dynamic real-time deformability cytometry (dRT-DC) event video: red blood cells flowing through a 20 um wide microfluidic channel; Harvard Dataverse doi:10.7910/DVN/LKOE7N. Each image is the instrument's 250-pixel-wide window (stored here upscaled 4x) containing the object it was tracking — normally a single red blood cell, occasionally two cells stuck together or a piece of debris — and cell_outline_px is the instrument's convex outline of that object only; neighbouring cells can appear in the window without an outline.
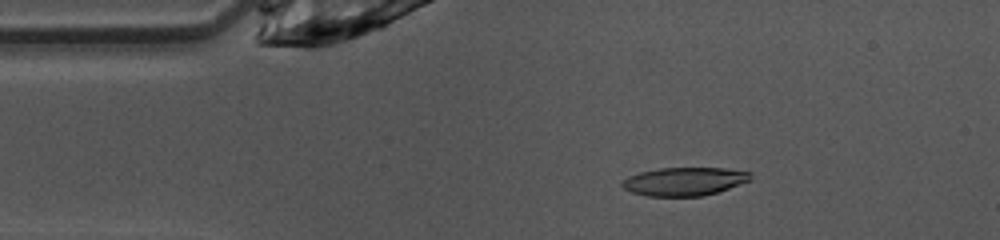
{"species": "common noctule bat (a hibernating species)", "species_latin": "Nyctalus noctula", "temperature_condition": "warm", "stored_images_in_passage": 47, "camera_frame_rate_fps": 3000, "um_per_image_px": 0.085, "animal": {"sex": "female", "body_mass_g": 10.0, "forearm_length_mm": 53.1}, "frame": {"image": 1, "passage_image": 7, "time_ms": 2.0, "image_size_px": [1000, 240], "cell_outline_px": [[752, 180], [704, 196], [648, 196], [632, 192], [624, 188], [620, 184], [628, 176], [640, 172], [660, 168], [724, 168], [748, 172]], "centroid_in_image_um": [58.15, 15.42], "position_along_channel_um": 26.9, "area_um2": 20.98}}
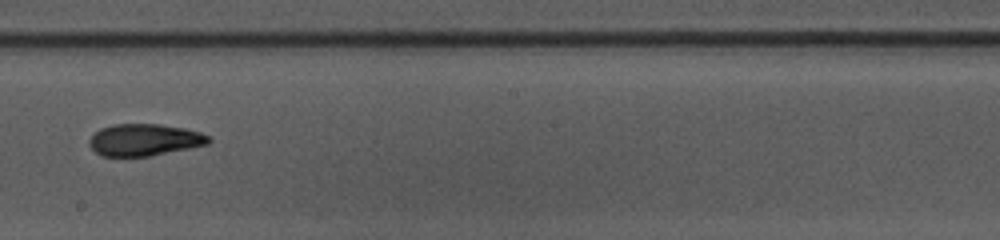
{"frame": {"image": 2, "passage_image": 25, "time_ms": 8.0, "image_size_px": [1000, 240], "cell_outline_px": [[212, 140], [208, 144], [152, 156], [100, 156], [88, 144], [88, 140], [100, 128], [112, 124], [160, 124], [184, 128], [200, 132], [208, 136]], "centroid_in_image_um": [12.27, 11.89], "position_along_channel_um": 235.9, "area_um2": 22.25}}
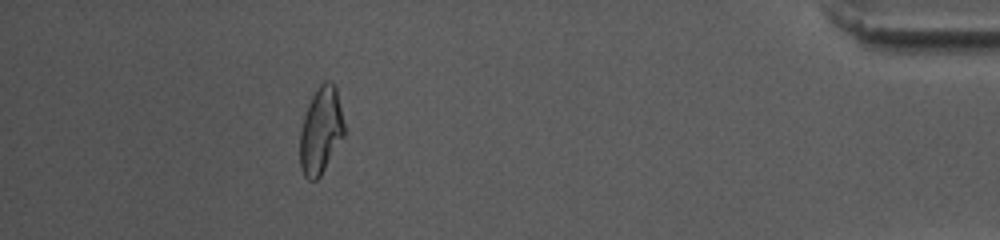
{"frame": {"image": 3, "passage_image": 42, "time_ms": 13.667, "image_size_px": [1000, 240], "cell_outline_px": [[344, 136], [320, 176], [316, 180], [308, 180], [304, 176], [300, 168], [300, 132], [304, 116], [308, 104], [316, 88], [324, 80], [332, 80], [336, 84], [344, 124]], "centroid_in_image_um": [27.27, 11.06], "position_along_channel_um": 407.9, "area_um2": 22.54}, "authors_computed_cell_mechanics": {"area_um2": 22.253, "velocity_mm_per_s": 4.0938, "shape_relaxation_time_tau1_ms": 10.6216, "shape_relaxation_time_tau2_ms": 4.131, "deformation_change_tau1": 0.2863, "deformation_change_tau2": 0.1313}}